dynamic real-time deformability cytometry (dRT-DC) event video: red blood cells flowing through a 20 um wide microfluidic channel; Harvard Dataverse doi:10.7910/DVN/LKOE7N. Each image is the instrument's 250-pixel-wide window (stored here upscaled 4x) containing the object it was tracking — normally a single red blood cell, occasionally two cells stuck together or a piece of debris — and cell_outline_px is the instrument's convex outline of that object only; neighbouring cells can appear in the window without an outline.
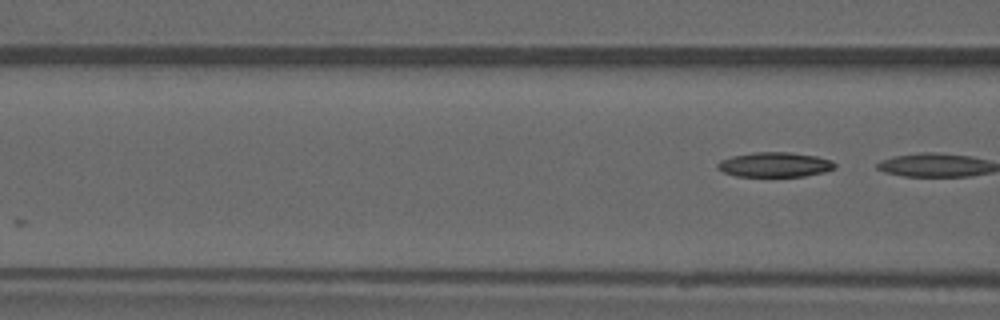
{"species": "common noctule bat (a hibernating species)", "species_latin": "Nyctalus noctula", "temperature_condition": "warm", "stored_images_in_passage": 5, "camera_frame_rate_fps": 3000, "um_per_image_px": 0.085, "animal": {"sex": "male", "forearm_length_mm": 52.5}, "frame": {"image": 1, "passage_image": 5, "time_ms": 5.0, "image_size_px": [1000, 320], "cell_outline_px": [[836, 168], [824, 172], [804, 176], [736, 176], [724, 172], [716, 168], [716, 164], [720, 160], [732, 156], [752, 152], [788, 152], [816, 156], [832, 160], [836, 164]], "centroid_in_image_um": [65.85, 13.99], "position_along_channel_um": 100.7, "area_um2": 16.99}}